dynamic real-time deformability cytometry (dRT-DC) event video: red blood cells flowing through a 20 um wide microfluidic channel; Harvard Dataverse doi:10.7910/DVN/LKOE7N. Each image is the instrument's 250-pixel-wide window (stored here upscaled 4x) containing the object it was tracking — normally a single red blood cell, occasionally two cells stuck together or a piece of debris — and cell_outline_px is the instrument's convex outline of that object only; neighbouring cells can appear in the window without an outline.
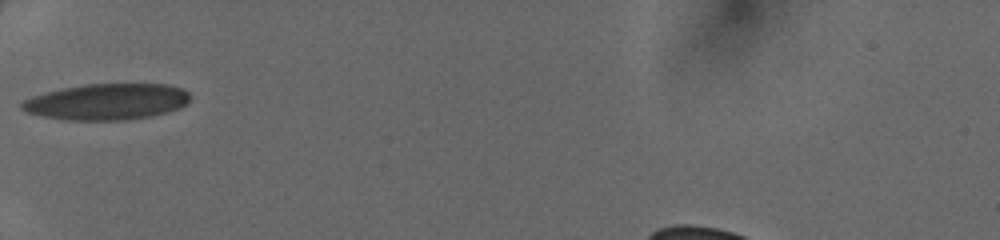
{"species": "human", "species_latin": "Homo sapiens", "temperature_condition": "cold", "stored_images_in_passage": 30, "camera_frame_rate_fps": 3000, "um_per_image_px": 0.085, "donor": {"sex": "female"}, "frame": {"image": 1, "passage_image": 1, "time_ms": 0.0, "image_size_px": [1000, 240], "cell_outline_px": [[188, 100], [180, 108], [168, 112], [152, 116], [128, 120], [64, 120], [24, 112], [20, 108], [20, 104], [24, 100], [32, 96], [44, 92], [84, 84], [168, 84], [184, 88], [188, 92]], "centroid_in_image_um": [9.07, 8.65], "position_along_channel_um": 75.9, "area_um2": 35.66}}
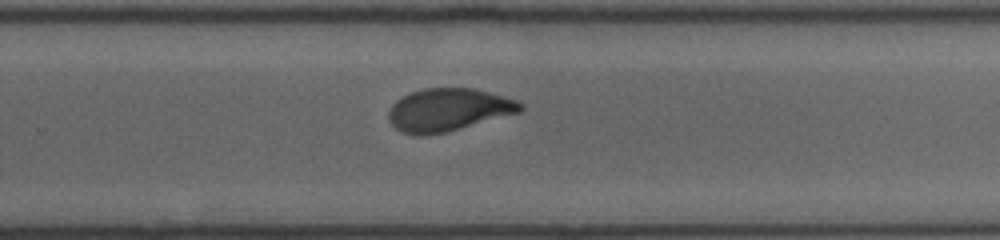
{"frame": {"image": 2, "passage_image": 16, "time_ms": 5.0, "image_size_px": [1000, 240], "cell_outline_px": [[524, 108], [520, 112], [448, 132], [420, 136], [416, 136], [400, 132], [388, 120], [388, 112], [392, 104], [396, 100], [412, 92], [424, 88], [472, 88], [488, 92], [516, 100], [524, 104]], "centroid_in_image_um": [38.09, 9.35], "position_along_channel_um": 291.7, "area_um2": 32.89}}
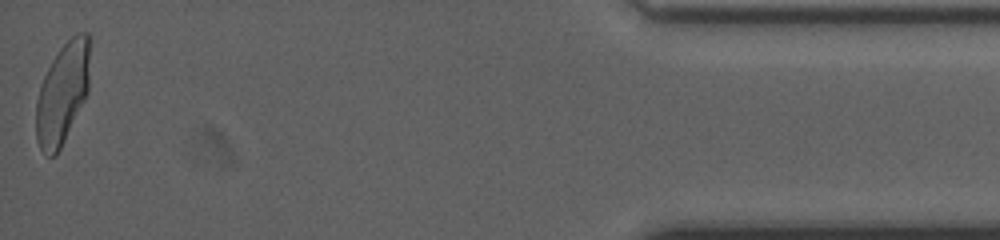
{"frame": {"image": 3, "passage_image": 30, "time_ms": 9.667, "image_size_px": [1000, 240], "cell_outline_px": [[88, 92], [56, 156], [48, 156], [40, 148], [36, 140], [36, 100], [40, 84], [52, 60], [60, 48], [76, 32], [88, 32]], "centroid_in_image_um": [5.28, 7.94], "position_along_channel_um": 429.9, "area_um2": 31.21}}